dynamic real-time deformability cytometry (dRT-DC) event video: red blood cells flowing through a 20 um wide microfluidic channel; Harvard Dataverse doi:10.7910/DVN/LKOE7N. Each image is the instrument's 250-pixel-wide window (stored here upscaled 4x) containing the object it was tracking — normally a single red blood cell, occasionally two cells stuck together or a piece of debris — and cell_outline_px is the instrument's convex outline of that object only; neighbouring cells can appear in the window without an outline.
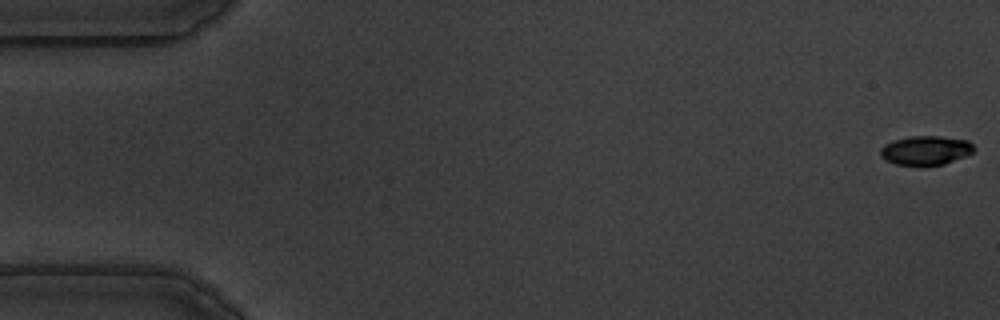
{"species": "common noctule bat (a hibernating species)", "species_latin": "Nyctalus noctula", "temperature_condition": "warm", "stored_images_in_passage": 18, "camera_frame_rate_fps": 3000, "um_per_image_px": 0.085, "animal": {"sex": "male", "body_mass_g": 19.5, "forearm_length_mm": 54.6}, "frame": {"image": 1, "passage_image": 1, "time_ms": 0.0, "image_size_px": [1000, 320], "cell_outline_px": [[976, 148], [972, 152], [964, 156], [944, 164], [896, 164], [880, 156], [880, 148], [884, 144], [892, 140], [908, 136], [940, 136], [968, 140]], "centroid_in_image_um": [78.68, 12.75], "position_along_channel_um": 6.3, "area_um2": 15.66}}
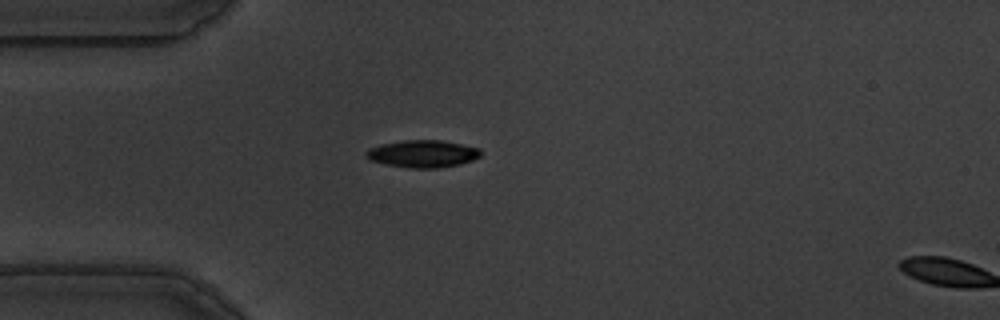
{"frame": {"image": 2, "passage_image": 16, "time_ms": 5.0, "image_size_px": [1000, 320], "cell_outline_px": [[480, 156], [472, 160], [460, 164], [440, 168], [408, 168], [384, 164], [368, 160], [364, 156], [364, 152], [368, 148], [380, 144], [404, 140], [440, 140], [480, 148]], "centroid_in_image_um": [35.86, 13.07], "position_along_channel_um": 49.1, "area_um2": 18.44}}